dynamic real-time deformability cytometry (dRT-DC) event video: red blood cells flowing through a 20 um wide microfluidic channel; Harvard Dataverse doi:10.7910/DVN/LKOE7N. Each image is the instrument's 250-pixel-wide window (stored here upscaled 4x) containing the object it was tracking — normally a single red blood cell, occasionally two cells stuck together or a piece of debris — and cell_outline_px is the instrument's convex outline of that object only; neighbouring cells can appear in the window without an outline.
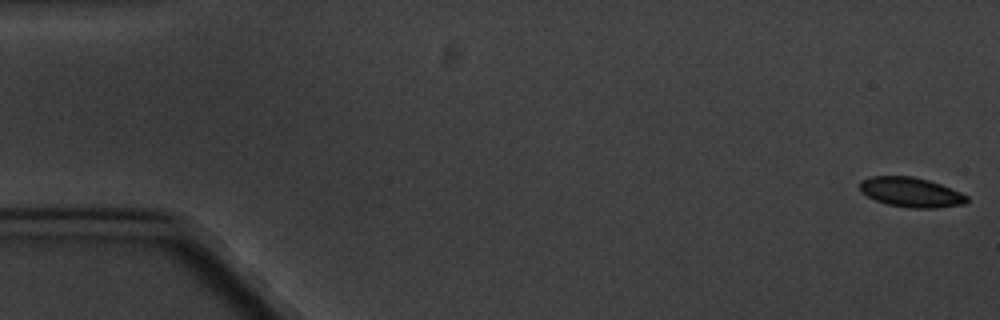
{"species": "common noctule bat (a hibernating species)", "species_latin": "Nyctalus noctula", "temperature_condition": "cold", "stored_images_in_passage": 6, "camera_frame_rate_fps": 3000, "um_per_image_px": 0.085, "animal": {"sex": "male", "body_mass_g": 20.1, "forearm_length_mm": 53.5}, "frame": {"image": 1, "passage_image": 1, "time_ms": 0.0, "image_size_px": [1000, 320], "cell_outline_px": [[968, 200], [964, 204], [936, 208], [912, 208], [888, 204], [876, 200], [860, 192], [860, 180], [872, 176], [912, 176], [928, 180], [940, 184], [960, 192], [968, 196]], "centroid_in_image_um": [77.42, 16.34], "position_along_channel_um": 7.6, "area_um2": 18.44}}
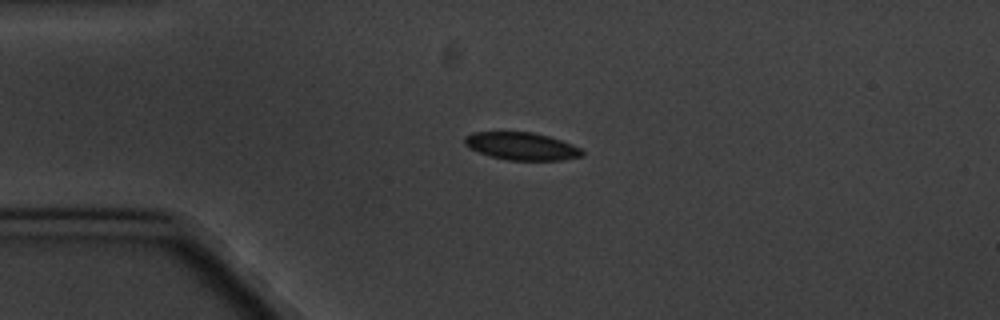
{"frame": {"image": 2, "passage_image": 4, "time_ms": 4.333, "image_size_px": [1000, 320], "cell_outline_px": [[584, 156], [560, 160], [508, 160], [492, 156], [468, 148], [464, 144], [464, 136], [472, 132], [532, 132], [548, 136], [572, 144], [580, 148], [584, 152]], "centroid_in_image_um": [44.33, 12.42], "position_along_channel_um": 40.7, "area_um2": 18.84}}